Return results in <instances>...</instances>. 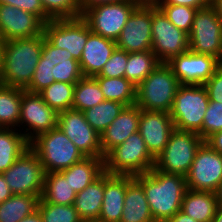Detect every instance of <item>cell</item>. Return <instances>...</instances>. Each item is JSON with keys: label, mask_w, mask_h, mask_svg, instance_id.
Instances as JSON below:
<instances>
[{"label": "cell", "mask_w": 222, "mask_h": 222, "mask_svg": "<svg viewBox=\"0 0 222 222\" xmlns=\"http://www.w3.org/2000/svg\"><path fill=\"white\" fill-rule=\"evenodd\" d=\"M37 210L43 222H83L74 205L47 203L40 198Z\"/></svg>", "instance_id": "cell-37"}, {"label": "cell", "mask_w": 222, "mask_h": 222, "mask_svg": "<svg viewBox=\"0 0 222 222\" xmlns=\"http://www.w3.org/2000/svg\"><path fill=\"white\" fill-rule=\"evenodd\" d=\"M10 5L38 16L44 23L51 20L45 13L41 0H0V5Z\"/></svg>", "instance_id": "cell-42"}, {"label": "cell", "mask_w": 222, "mask_h": 222, "mask_svg": "<svg viewBox=\"0 0 222 222\" xmlns=\"http://www.w3.org/2000/svg\"><path fill=\"white\" fill-rule=\"evenodd\" d=\"M126 105L110 100L83 111L85 120L99 134H101L121 113Z\"/></svg>", "instance_id": "cell-35"}, {"label": "cell", "mask_w": 222, "mask_h": 222, "mask_svg": "<svg viewBox=\"0 0 222 222\" xmlns=\"http://www.w3.org/2000/svg\"><path fill=\"white\" fill-rule=\"evenodd\" d=\"M57 121L58 113L38 93L23 92L17 129H21V126L25 129L22 128V134L29 143L38 135L56 128Z\"/></svg>", "instance_id": "cell-14"}, {"label": "cell", "mask_w": 222, "mask_h": 222, "mask_svg": "<svg viewBox=\"0 0 222 222\" xmlns=\"http://www.w3.org/2000/svg\"><path fill=\"white\" fill-rule=\"evenodd\" d=\"M120 222H155L143 186L135 178L127 185Z\"/></svg>", "instance_id": "cell-26"}, {"label": "cell", "mask_w": 222, "mask_h": 222, "mask_svg": "<svg viewBox=\"0 0 222 222\" xmlns=\"http://www.w3.org/2000/svg\"><path fill=\"white\" fill-rule=\"evenodd\" d=\"M75 84L54 81L38 94L57 113L72 109Z\"/></svg>", "instance_id": "cell-36"}, {"label": "cell", "mask_w": 222, "mask_h": 222, "mask_svg": "<svg viewBox=\"0 0 222 222\" xmlns=\"http://www.w3.org/2000/svg\"><path fill=\"white\" fill-rule=\"evenodd\" d=\"M209 101L204 85L181 84L169 112L174 127L198 133L202 129Z\"/></svg>", "instance_id": "cell-8"}, {"label": "cell", "mask_w": 222, "mask_h": 222, "mask_svg": "<svg viewBox=\"0 0 222 222\" xmlns=\"http://www.w3.org/2000/svg\"><path fill=\"white\" fill-rule=\"evenodd\" d=\"M157 4L184 5L200 10L209 7L211 0H160Z\"/></svg>", "instance_id": "cell-44"}, {"label": "cell", "mask_w": 222, "mask_h": 222, "mask_svg": "<svg viewBox=\"0 0 222 222\" xmlns=\"http://www.w3.org/2000/svg\"><path fill=\"white\" fill-rule=\"evenodd\" d=\"M218 63H219V66L222 67V42H221V51H220L219 57H218Z\"/></svg>", "instance_id": "cell-55"}, {"label": "cell", "mask_w": 222, "mask_h": 222, "mask_svg": "<svg viewBox=\"0 0 222 222\" xmlns=\"http://www.w3.org/2000/svg\"><path fill=\"white\" fill-rule=\"evenodd\" d=\"M218 208L215 192L187 189L181 211L198 222H212Z\"/></svg>", "instance_id": "cell-25"}, {"label": "cell", "mask_w": 222, "mask_h": 222, "mask_svg": "<svg viewBox=\"0 0 222 222\" xmlns=\"http://www.w3.org/2000/svg\"><path fill=\"white\" fill-rule=\"evenodd\" d=\"M128 55V52L116 48L107 63L103 66L101 73L95 77H125V69L128 62Z\"/></svg>", "instance_id": "cell-41"}, {"label": "cell", "mask_w": 222, "mask_h": 222, "mask_svg": "<svg viewBox=\"0 0 222 222\" xmlns=\"http://www.w3.org/2000/svg\"><path fill=\"white\" fill-rule=\"evenodd\" d=\"M212 222H222V205H218L215 217Z\"/></svg>", "instance_id": "cell-51"}, {"label": "cell", "mask_w": 222, "mask_h": 222, "mask_svg": "<svg viewBox=\"0 0 222 222\" xmlns=\"http://www.w3.org/2000/svg\"><path fill=\"white\" fill-rule=\"evenodd\" d=\"M44 22L22 9L0 5V38L2 41L31 38L43 34Z\"/></svg>", "instance_id": "cell-19"}, {"label": "cell", "mask_w": 222, "mask_h": 222, "mask_svg": "<svg viewBox=\"0 0 222 222\" xmlns=\"http://www.w3.org/2000/svg\"><path fill=\"white\" fill-rule=\"evenodd\" d=\"M138 5L134 0L102 4L87 9L81 17L87 22L91 32L116 41Z\"/></svg>", "instance_id": "cell-10"}, {"label": "cell", "mask_w": 222, "mask_h": 222, "mask_svg": "<svg viewBox=\"0 0 222 222\" xmlns=\"http://www.w3.org/2000/svg\"><path fill=\"white\" fill-rule=\"evenodd\" d=\"M222 42V20L211 7L196 12L191 32L189 50L219 57Z\"/></svg>", "instance_id": "cell-13"}, {"label": "cell", "mask_w": 222, "mask_h": 222, "mask_svg": "<svg viewBox=\"0 0 222 222\" xmlns=\"http://www.w3.org/2000/svg\"><path fill=\"white\" fill-rule=\"evenodd\" d=\"M19 222H43L38 210L34 212L33 214L27 216L26 218H23Z\"/></svg>", "instance_id": "cell-50"}, {"label": "cell", "mask_w": 222, "mask_h": 222, "mask_svg": "<svg viewBox=\"0 0 222 222\" xmlns=\"http://www.w3.org/2000/svg\"><path fill=\"white\" fill-rule=\"evenodd\" d=\"M104 157H84L60 173L69 181L71 188L81 192L104 172Z\"/></svg>", "instance_id": "cell-27"}, {"label": "cell", "mask_w": 222, "mask_h": 222, "mask_svg": "<svg viewBox=\"0 0 222 222\" xmlns=\"http://www.w3.org/2000/svg\"><path fill=\"white\" fill-rule=\"evenodd\" d=\"M3 61V41H0V84H1V73H2V62Z\"/></svg>", "instance_id": "cell-54"}, {"label": "cell", "mask_w": 222, "mask_h": 222, "mask_svg": "<svg viewBox=\"0 0 222 222\" xmlns=\"http://www.w3.org/2000/svg\"><path fill=\"white\" fill-rule=\"evenodd\" d=\"M185 179L187 189L215 192L222 182V155L204 142Z\"/></svg>", "instance_id": "cell-15"}, {"label": "cell", "mask_w": 222, "mask_h": 222, "mask_svg": "<svg viewBox=\"0 0 222 222\" xmlns=\"http://www.w3.org/2000/svg\"><path fill=\"white\" fill-rule=\"evenodd\" d=\"M210 101L222 103V67L220 66L213 76L204 84Z\"/></svg>", "instance_id": "cell-43"}, {"label": "cell", "mask_w": 222, "mask_h": 222, "mask_svg": "<svg viewBox=\"0 0 222 222\" xmlns=\"http://www.w3.org/2000/svg\"><path fill=\"white\" fill-rule=\"evenodd\" d=\"M104 171L113 175L137 176L150 171L155 159L146 148L139 131L130 135L121 145L111 149L103 159Z\"/></svg>", "instance_id": "cell-6"}, {"label": "cell", "mask_w": 222, "mask_h": 222, "mask_svg": "<svg viewBox=\"0 0 222 222\" xmlns=\"http://www.w3.org/2000/svg\"><path fill=\"white\" fill-rule=\"evenodd\" d=\"M167 64L180 84L204 85L220 67L218 58L191 50L172 57Z\"/></svg>", "instance_id": "cell-18"}, {"label": "cell", "mask_w": 222, "mask_h": 222, "mask_svg": "<svg viewBox=\"0 0 222 222\" xmlns=\"http://www.w3.org/2000/svg\"><path fill=\"white\" fill-rule=\"evenodd\" d=\"M104 194V172L75 197L74 207L83 222H97Z\"/></svg>", "instance_id": "cell-24"}, {"label": "cell", "mask_w": 222, "mask_h": 222, "mask_svg": "<svg viewBox=\"0 0 222 222\" xmlns=\"http://www.w3.org/2000/svg\"><path fill=\"white\" fill-rule=\"evenodd\" d=\"M12 195L13 193L10 191L3 174L0 173V204L8 200Z\"/></svg>", "instance_id": "cell-47"}, {"label": "cell", "mask_w": 222, "mask_h": 222, "mask_svg": "<svg viewBox=\"0 0 222 222\" xmlns=\"http://www.w3.org/2000/svg\"><path fill=\"white\" fill-rule=\"evenodd\" d=\"M116 48V41L91 32L88 26V40L79 61L83 76L99 75Z\"/></svg>", "instance_id": "cell-22"}, {"label": "cell", "mask_w": 222, "mask_h": 222, "mask_svg": "<svg viewBox=\"0 0 222 222\" xmlns=\"http://www.w3.org/2000/svg\"><path fill=\"white\" fill-rule=\"evenodd\" d=\"M57 126L85 157H103L100 134L85 120L83 112L75 109L59 112Z\"/></svg>", "instance_id": "cell-16"}, {"label": "cell", "mask_w": 222, "mask_h": 222, "mask_svg": "<svg viewBox=\"0 0 222 222\" xmlns=\"http://www.w3.org/2000/svg\"><path fill=\"white\" fill-rule=\"evenodd\" d=\"M82 77L79 61L69 51L55 47L43 33L41 57L25 91L39 93L54 81L76 84Z\"/></svg>", "instance_id": "cell-3"}, {"label": "cell", "mask_w": 222, "mask_h": 222, "mask_svg": "<svg viewBox=\"0 0 222 222\" xmlns=\"http://www.w3.org/2000/svg\"><path fill=\"white\" fill-rule=\"evenodd\" d=\"M134 178L143 186L155 222H167L181 210L187 190L185 176L167 174L153 167Z\"/></svg>", "instance_id": "cell-1"}, {"label": "cell", "mask_w": 222, "mask_h": 222, "mask_svg": "<svg viewBox=\"0 0 222 222\" xmlns=\"http://www.w3.org/2000/svg\"><path fill=\"white\" fill-rule=\"evenodd\" d=\"M37 195L13 194L0 204V222H19L37 211Z\"/></svg>", "instance_id": "cell-30"}, {"label": "cell", "mask_w": 222, "mask_h": 222, "mask_svg": "<svg viewBox=\"0 0 222 222\" xmlns=\"http://www.w3.org/2000/svg\"><path fill=\"white\" fill-rule=\"evenodd\" d=\"M174 129L173 120L168 112L140 109L138 131L154 159L164 150Z\"/></svg>", "instance_id": "cell-20"}, {"label": "cell", "mask_w": 222, "mask_h": 222, "mask_svg": "<svg viewBox=\"0 0 222 222\" xmlns=\"http://www.w3.org/2000/svg\"><path fill=\"white\" fill-rule=\"evenodd\" d=\"M169 21L187 34L191 32L194 17L198 9L184 5L156 4Z\"/></svg>", "instance_id": "cell-38"}, {"label": "cell", "mask_w": 222, "mask_h": 222, "mask_svg": "<svg viewBox=\"0 0 222 222\" xmlns=\"http://www.w3.org/2000/svg\"><path fill=\"white\" fill-rule=\"evenodd\" d=\"M46 173L61 172L85 156L57 126L38 135L29 143Z\"/></svg>", "instance_id": "cell-5"}, {"label": "cell", "mask_w": 222, "mask_h": 222, "mask_svg": "<svg viewBox=\"0 0 222 222\" xmlns=\"http://www.w3.org/2000/svg\"><path fill=\"white\" fill-rule=\"evenodd\" d=\"M45 37L57 48L67 50L80 61L88 40V24L77 18L51 19L44 23Z\"/></svg>", "instance_id": "cell-12"}, {"label": "cell", "mask_w": 222, "mask_h": 222, "mask_svg": "<svg viewBox=\"0 0 222 222\" xmlns=\"http://www.w3.org/2000/svg\"><path fill=\"white\" fill-rule=\"evenodd\" d=\"M152 51L131 52L125 69V78L137 87L160 64Z\"/></svg>", "instance_id": "cell-33"}, {"label": "cell", "mask_w": 222, "mask_h": 222, "mask_svg": "<svg viewBox=\"0 0 222 222\" xmlns=\"http://www.w3.org/2000/svg\"><path fill=\"white\" fill-rule=\"evenodd\" d=\"M27 148L29 142L21 130L0 128V173L10 168Z\"/></svg>", "instance_id": "cell-28"}, {"label": "cell", "mask_w": 222, "mask_h": 222, "mask_svg": "<svg viewBox=\"0 0 222 222\" xmlns=\"http://www.w3.org/2000/svg\"><path fill=\"white\" fill-rule=\"evenodd\" d=\"M104 94L105 100L116 101L126 106L135 105L136 87L125 77H94Z\"/></svg>", "instance_id": "cell-32"}, {"label": "cell", "mask_w": 222, "mask_h": 222, "mask_svg": "<svg viewBox=\"0 0 222 222\" xmlns=\"http://www.w3.org/2000/svg\"><path fill=\"white\" fill-rule=\"evenodd\" d=\"M204 142L196 132L175 128L166 147L156 157L154 168L167 174L186 176Z\"/></svg>", "instance_id": "cell-7"}, {"label": "cell", "mask_w": 222, "mask_h": 222, "mask_svg": "<svg viewBox=\"0 0 222 222\" xmlns=\"http://www.w3.org/2000/svg\"><path fill=\"white\" fill-rule=\"evenodd\" d=\"M125 0H78L81 15L89 8Z\"/></svg>", "instance_id": "cell-45"}, {"label": "cell", "mask_w": 222, "mask_h": 222, "mask_svg": "<svg viewBox=\"0 0 222 222\" xmlns=\"http://www.w3.org/2000/svg\"><path fill=\"white\" fill-rule=\"evenodd\" d=\"M24 91L25 89L0 84V128L18 127Z\"/></svg>", "instance_id": "cell-29"}, {"label": "cell", "mask_w": 222, "mask_h": 222, "mask_svg": "<svg viewBox=\"0 0 222 222\" xmlns=\"http://www.w3.org/2000/svg\"><path fill=\"white\" fill-rule=\"evenodd\" d=\"M180 85L170 66L161 62L136 87L135 104L142 110L169 113Z\"/></svg>", "instance_id": "cell-4"}, {"label": "cell", "mask_w": 222, "mask_h": 222, "mask_svg": "<svg viewBox=\"0 0 222 222\" xmlns=\"http://www.w3.org/2000/svg\"><path fill=\"white\" fill-rule=\"evenodd\" d=\"M45 13L51 19L81 16L78 0H41Z\"/></svg>", "instance_id": "cell-39"}, {"label": "cell", "mask_w": 222, "mask_h": 222, "mask_svg": "<svg viewBox=\"0 0 222 222\" xmlns=\"http://www.w3.org/2000/svg\"><path fill=\"white\" fill-rule=\"evenodd\" d=\"M43 34L3 41L1 84L26 89L41 57Z\"/></svg>", "instance_id": "cell-2"}, {"label": "cell", "mask_w": 222, "mask_h": 222, "mask_svg": "<svg viewBox=\"0 0 222 222\" xmlns=\"http://www.w3.org/2000/svg\"><path fill=\"white\" fill-rule=\"evenodd\" d=\"M215 195L218 201V205H222V182L220 183L217 190L215 191Z\"/></svg>", "instance_id": "cell-52"}, {"label": "cell", "mask_w": 222, "mask_h": 222, "mask_svg": "<svg viewBox=\"0 0 222 222\" xmlns=\"http://www.w3.org/2000/svg\"><path fill=\"white\" fill-rule=\"evenodd\" d=\"M205 142L216 152L222 155V130L213 133Z\"/></svg>", "instance_id": "cell-46"}, {"label": "cell", "mask_w": 222, "mask_h": 222, "mask_svg": "<svg viewBox=\"0 0 222 222\" xmlns=\"http://www.w3.org/2000/svg\"><path fill=\"white\" fill-rule=\"evenodd\" d=\"M138 4L156 5L160 0H134Z\"/></svg>", "instance_id": "cell-53"}, {"label": "cell", "mask_w": 222, "mask_h": 222, "mask_svg": "<svg viewBox=\"0 0 222 222\" xmlns=\"http://www.w3.org/2000/svg\"><path fill=\"white\" fill-rule=\"evenodd\" d=\"M2 174L13 194L37 195L41 198L46 172L38 155L30 147Z\"/></svg>", "instance_id": "cell-9"}, {"label": "cell", "mask_w": 222, "mask_h": 222, "mask_svg": "<svg viewBox=\"0 0 222 222\" xmlns=\"http://www.w3.org/2000/svg\"><path fill=\"white\" fill-rule=\"evenodd\" d=\"M105 100L104 94L94 77L83 76L76 84L72 109L81 112Z\"/></svg>", "instance_id": "cell-34"}, {"label": "cell", "mask_w": 222, "mask_h": 222, "mask_svg": "<svg viewBox=\"0 0 222 222\" xmlns=\"http://www.w3.org/2000/svg\"><path fill=\"white\" fill-rule=\"evenodd\" d=\"M76 194L69 181L60 172L46 173L41 196L45 202L58 205H73Z\"/></svg>", "instance_id": "cell-31"}, {"label": "cell", "mask_w": 222, "mask_h": 222, "mask_svg": "<svg viewBox=\"0 0 222 222\" xmlns=\"http://www.w3.org/2000/svg\"><path fill=\"white\" fill-rule=\"evenodd\" d=\"M222 130V103L209 101L202 123V129L198 134L205 141L213 133Z\"/></svg>", "instance_id": "cell-40"}, {"label": "cell", "mask_w": 222, "mask_h": 222, "mask_svg": "<svg viewBox=\"0 0 222 222\" xmlns=\"http://www.w3.org/2000/svg\"><path fill=\"white\" fill-rule=\"evenodd\" d=\"M188 50L189 34L175 27L156 5H152L151 51L157 59L167 63Z\"/></svg>", "instance_id": "cell-11"}, {"label": "cell", "mask_w": 222, "mask_h": 222, "mask_svg": "<svg viewBox=\"0 0 222 222\" xmlns=\"http://www.w3.org/2000/svg\"><path fill=\"white\" fill-rule=\"evenodd\" d=\"M167 222H198L192 217H189L181 210L178 211L173 217H171Z\"/></svg>", "instance_id": "cell-48"}, {"label": "cell", "mask_w": 222, "mask_h": 222, "mask_svg": "<svg viewBox=\"0 0 222 222\" xmlns=\"http://www.w3.org/2000/svg\"><path fill=\"white\" fill-rule=\"evenodd\" d=\"M116 44L118 49L128 53L151 51L152 5L139 4L133 10Z\"/></svg>", "instance_id": "cell-17"}, {"label": "cell", "mask_w": 222, "mask_h": 222, "mask_svg": "<svg viewBox=\"0 0 222 222\" xmlns=\"http://www.w3.org/2000/svg\"><path fill=\"white\" fill-rule=\"evenodd\" d=\"M210 6L216 11V14L222 20V0H211Z\"/></svg>", "instance_id": "cell-49"}, {"label": "cell", "mask_w": 222, "mask_h": 222, "mask_svg": "<svg viewBox=\"0 0 222 222\" xmlns=\"http://www.w3.org/2000/svg\"><path fill=\"white\" fill-rule=\"evenodd\" d=\"M134 179L129 175H113L104 171V194L97 222H120L127 185Z\"/></svg>", "instance_id": "cell-21"}, {"label": "cell", "mask_w": 222, "mask_h": 222, "mask_svg": "<svg viewBox=\"0 0 222 222\" xmlns=\"http://www.w3.org/2000/svg\"><path fill=\"white\" fill-rule=\"evenodd\" d=\"M140 108L135 104L126 106L116 119L100 134L103 157L114 147L121 145L139 129Z\"/></svg>", "instance_id": "cell-23"}]
</instances>
